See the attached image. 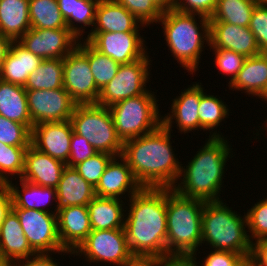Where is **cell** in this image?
Wrapping results in <instances>:
<instances>
[{
  "instance_id": "obj_1",
  "label": "cell",
  "mask_w": 267,
  "mask_h": 266,
  "mask_svg": "<svg viewBox=\"0 0 267 266\" xmlns=\"http://www.w3.org/2000/svg\"><path fill=\"white\" fill-rule=\"evenodd\" d=\"M128 201L124 230L131 253L141 259L167 255V188L142 187Z\"/></svg>"
},
{
  "instance_id": "obj_18",
  "label": "cell",
  "mask_w": 267,
  "mask_h": 266,
  "mask_svg": "<svg viewBox=\"0 0 267 266\" xmlns=\"http://www.w3.org/2000/svg\"><path fill=\"white\" fill-rule=\"evenodd\" d=\"M210 46L232 50L245 58L262 53L249 27L210 22Z\"/></svg>"
},
{
  "instance_id": "obj_56",
  "label": "cell",
  "mask_w": 267,
  "mask_h": 266,
  "mask_svg": "<svg viewBox=\"0 0 267 266\" xmlns=\"http://www.w3.org/2000/svg\"><path fill=\"white\" fill-rule=\"evenodd\" d=\"M259 3H262V4H267V0H258Z\"/></svg>"
},
{
  "instance_id": "obj_22",
  "label": "cell",
  "mask_w": 267,
  "mask_h": 266,
  "mask_svg": "<svg viewBox=\"0 0 267 266\" xmlns=\"http://www.w3.org/2000/svg\"><path fill=\"white\" fill-rule=\"evenodd\" d=\"M140 26L145 28L144 24L116 0H99L94 25L89 33L139 32Z\"/></svg>"
},
{
  "instance_id": "obj_46",
  "label": "cell",
  "mask_w": 267,
  "mask_h": 266,
  "mask_svg": "<svg viewBox=\"0 0 267 266\" xmlns=\"http://www.w3.org/2000/svg\"><path fill=\"white\" fill-rule=\"evenodd\" d=\"M243 256L222 250H210V253L205 256L203 263L197 262L198 266H234ZM200 263V264H199Z\"/></svg>"
},
{
  "instance_id": "obj_16",
  "label": "cell",
  "mask_w": 267,
  "mask_h": 266,
  "mask_svg": "<svg viewBox=\"0 0 267 266\" xmlns=\"http://www.w3.org/2000/svg\"><path fill=\"white\" fill-rule=\"evenodd\" d=\"M72 133L70 120L43 122L31 129V145L66 164L70 155Z\"/></svg>"
},
{
  "instance_id": "obj_27",
  "label": "cell",
  "mask_w": 267,
  "mask_h": 266,
  "mask_svg": "<svg viewBox=\"0 0 267 266\" xmlns=\"http://www.w3.org/2000/svg\"><path fill=\"white\" fill-rule=\"evenodd\" d=\"M58 208L87 206L95 197V188L74 167L65 166L56 187Z\"/></svg>"
},
{
  "instance_id": "obj_57",
  "label": "cell",
  "mask_w": 267,
  "mask_h": 266,
  "mask_svg": "<svg viewBox=\"0 0 267 266\" xmlns=\"http://www.w3.org/2000/svg\"><path fill=\"white\" fill-rule=\"evenodd\" d=\"M265 101H267V100H265ZM267 103V102H266ZM265 126H264V130H267V119H266V121H265V124H264Z\"/></svg>"
},
{
  "instance_id": "obj_48",
  "label": "cell",
  "mask_w": 267,
  "mask_h": 266,
  "mask_svg": "<svg viewBox=\"0 0 267 266\" xmlns=\"http://www.w3.org/2000/svg\"><path fill=\"white\" fill-rule=\"evenodd\" d=\"M250 258L251 266H267V237L253 241Z\"/></svg>"
},
{
  "instance_id": "obj_37",
  "label": "cell",
  "mask_w": 267,
  "mask_h": 266,
  "mask_svg": "<svg viewBox=\"0 0 267 266\" xmlns=\"http://www.w3.org/2000/svg\"><path fill=\"white\" fill-rule=\"evenodd\" d=\"M27 148L8 146L0 142V184H7L13 176L15 179L21 178Z\"/></svg>"
},
{
  "instance_id": "obj_53",
  "label": "cell",
  "mask_w": 267,
  "mask_h": 266,
  "mask_svg": "<svg viewBox=\"0 0 267 266\" xmlns=\"http://www.w3.org/2000/svg\"><path fill=\"white\" fill-rule=\"evenodd\" d=\"M126 266H154V258L153 259L136 258L133 262L127 264Z\"/></svg>"
},
{
  "instance_id": "obj_39",
  "label": "cell",
  "mask_w": 267,
  "mask_h": 266,
  "mask_svg": "<svg viewBox=\"0 0 267 266\" xmlns=\"http://www.w3.org/2000/svg\"><path fill=\"white\" fill-rule=\"evenodd\" d=\"M114 156L105 153L98 152L94 156L87 158L85 161H82L74 166L77 172L90 183L94 188L100 181L102 174Z\"/></svg>"
},
{
  "instance_id": "obj_36",
  "label": "cell",
  "mask_w": 267,
  "mask_h": 266,
  "mask_svg": "<svg viewBox=\"0 0 267 266\" xmlns=\"http://www.w3.org/2000/svg\"><path fill=\"white\" fill-rule=\"evenodd\" d=\"M29 18L31 28H67L57 0H29Z\"/></svg>"
},
{
  "instance_id": "obj_45",
  "label": "cell",
  "mask_w": 267,
  "mask_h": 266,
  "mask_svg": "<svg viewBox=\"0 0 267 266\" xmlns=\"http://www.w3.org/2000/svg\"><path fill=\"white\" fill-rule=\"evenodd\" d=\"M218 0H175V10L182 13L199 14L205 17L213 15Z\"/></svg>"
},
{
  "instance_id": "obj_24",
  "label": "cell",
  "mask_w": 267,
  "mask_h": 266,
  "mask_svg": "<svg viewBox=\"0 0 267 266\" xmlns=\"http://www.w3.org/2000/svg\"><path fill=\"white\" fill-rule=\"evenodd\" d=\"M42 60L19 41H12L2 62L0 80L25 87L29 74L37 69Z\"/></svg>"
},
{
  "instance_id": "obj_41",
  "label": "cell",
  "mask_w": 267,
  "mask_h": 266,
  "mask_svg": "<svg viewBox=\"0 0 267 266\" xmlns=\"http://www.w3.org/2000/svg\"><path fill=\"white\" fill-rule=\"evenodd\" d=\"M247 229L250 241L267 237V197L259 199L249 210H247Z\"/></svg>"
},
{
  "instance_id": "obj_11",
  "label": "cell",
  "mask_w": 267,
  "mask_h": 266,
  "mask_svg": "<svg viewBox=\"0 0 267 266\" xmlns=\"http://www.w3.org/2000/svg\"><path fill=\"white\" fill-rule=\"evenodd\" d=\"M12 210L17 214L24 235L35 253L73 254L61 245L57 213L26 208H12Z\"/></svg>"
},
{
  "instance_id": "obj_47",
  "label": "cell",
  "mask_w": 267,
  "mask_h": 266,
  "mask_svg": "<svg viewBox=\"0 0 267 266\" xmlns=\"http://www.w3.org/2000/svg\"><path fill=\"white\" fill-rule=\"evenodd\" d=\"M195 255L169 254L154 258V266H198Z\"/></svg>"
},
{
  "instance_id": "obj_32",
  "label": "cell",
  "mask_w": 267,
  "mask_h": 266,
  "mask_svg": "<svg viewBox=\"0 0 267 266\" xmlns=\"http://www.w3.org/2000/svg\"><path fill=\"white\" fill-rule=\"evenodd\" d=\"M258 0H218L210 22H225L248 27Z\"/></svg>"
},
{
  "instance_id": "obj_5",
  "label": "cell",
  "mask_w": 267,
  "mask_h": 266,
  "mask_svg": "<svg viewBox=\"0 0 267 266\" xmlns=\"http://www.w3.org/2000/svg\"><path fill=\"white\" fill-rule=\"evenodd\" d=\"M226 205L223 200L205 201L202 211V244L211 246L212 250H222L250 256L252 242L244 216ZM243 217V218H242Z\"/></svg>"
},
{
  "instance_id": "obj_55",
  "label": "cell",
  "mask_w": 267,
  "mask_h": 266,
  "mask_svg": "<svg viewBox=\"0 0 267 266\" xmlns=\"http://www.w3.org/2000/svg\"><path fill=\"white\" fill-rule=\"evenodd\" d=\"M0 266H14V264L9 263V262L0 261Z\"/></svg>"
},
{
  "instance_id": "obj_29",
  "label": "cell",
  "mask_w": 267,
  "mask_h": 266,
  "mask_svg": "<svg viewBox=\"0 0 267 266\" xmlns=\"http://www.w3.org/2000/svg\"><path fill=\"white\" fill-rule=\"evenodd\" d=\"M29 0H0V34L18 41L29 29Z\"/></svg>"
},
{
  "instance_id": "obj_8",
  "label": "cell",
  "mask_w": 267,
  "mask_h": 266,
  "mask_svg": "<svg viewBox=\"0 0 267 266\" xmlns=\"http://www.w3.org/2000/svg\"><path fill=\"white\" fill-rule=\"evenodd\" d=\"M73 131L84 137L97 152L121 156L123 142L117 136L109 108L98 104H77L70 118Z\"/></svg>"
},
{
  "instance_id": "obj_14",
  "label": "cell",
  "mask_w": 267,
  "mask_h": 266,
  "mask_svg": "<svg viewBox=\"0 0 267 266\" xmlns=\"http://www.w3.org/2000/svg\"><path fill=\"white\" fill-rule=\"evenodd\" d=\"M26 96L33 126L70 120L77 105L64 88L26 90Z\"/></svg>"
},
{
  "instance_id": "obj_6",
  "label": "cell",
  "mask_w": 267,
  "mask_h": 266,
  "mask_svg": "<svg viewBox=\"0 0 267 266\" xmlns=\"http://www.w3.org/2000/svg\"><path fill=\"white\" fill-rule=\"evenodd\" d=\"M204 204V200L184 197L167 188V255L197 256Z\"/></svg>"
},
{
  "instance_id": "obj_42",
  "label": "cell",
  "mask_w": 267,
  "mask_h": 266,
  "mask_svg": "<svg viewBox=\"0 0 267 266\" xmlns=\"http://www.w3.org/2000/svg\"><path fill=\"white\" fill-rule=\"evenodd\" d=\"M207 46H209V49H212L213 52H215L214 63L220 71V74L228 75V77H230L229 83H231L241 70L245 57L232 50L212 48L210 45Z\"/></svg>"
},
{
  "instance_id": "obj_30",
  "label": "cell",
  "mask_w": 267,
  "mask_h": 266,
  "mask_svg": "<svg viewBox=\"0 0 267 266\" xmlns=\"http://www.w3.org/2000/svg\"><path fill=\"white\" fill-rule=\"evenodd\" d=\"M0 115L6 119L22 123L30 130L33 128L26 89L23 86L0 80Z\"/></svg>"
},
{
  "instance_id": "obj_15",
  "label": "cell",
  "mask_w": 267,
  "mask_h": 266,
  "mask_svg": "<svg viewBox=\"0 0 267 266\" xmlns=\"http://www.w3.org/2000/svg\"><path fill=\"white\" fill-rule=\"evenodd\" d=\"M79 38L68 28H30L18 41L41 59H64L78 45Z\"/></svg>"
},
{
  "instance_id": "obj_17",
  "label": "cell",
  "mask_w": 267,
  "mask_h": 266,
  "mask_svg": "<svg viewBox=\"0 0 267 266\" xmlns=\"http://www.w3.org/2000/svg\"><path fill=\"white\" fill-rule=\"evenodd\" d=\"M204 91L203 85L199 82H194L187 89H183L179 94L180 96H176L172 100L170 113L162 116V124L171 132H173L174 123L177 124V129L179 128L178 133L183 132L185 134L192 132V130H199V104Z\"/></svg>"
},
{
  "instance_id": "obj_54",
  "label": "cell",
  "mask_w": 267,
  "mask_h": 266,
  "mask_svg": "<svg viewBox=\"0 0 267 266\" xmlns=\"http://www.w3.org/2000/svg\"><path fill=\"white\" fill-rule=\"evenodd\" d=\"M234 266H251L250 256H243Z\"/></svg>"
},
{
  "instance_id": "obj_40",
  "label": "cell",
  "mask_w": 267,
  "mask_h": 266,
  "mask_svg": "<svg viewBox=\"0 0 267 266\" xmlns=\"http://www.w3.org/2000/svg\"><path fill=\"white\" fill-rule=\"evenodd\" d=\"M133 14L141 24L148 27L159 21L163 11L152 0H116Z\"/></svg>"
},
{
  "instance_id": "obj_50",
  "label": "cell",
  "mask_w": 267,
  "mask_h": 266,
  "mask_svg": "<svg viewBox=\"0 0 267 266\" xmlns=\"http://www.w3.org/2000/svg\"><path fill=\"white\" fill-rule=\"evenodd\" d=\"M12 209V197L6 184H0V224Z\"/></svg>"
},
{
  "instance_id": "obj_28",
  "label": "cell",
  "mask_w": 267,
  "mask_h": 266,
  "mask_svg": "<svg viewBox=\"0 0 267 266\" xmlns=\"http://www.w3.org/2000/svg\"><path fill=\"white\" fill-rule=\"evenodd\" d=\"M119 198L95 197L88 205L92 230L124 228L127 206Z\"/></svg>"
},
{
  "instance_id": "obj_4",
  "label": "cell",
  "mask_w": 267,
  "mask_h": 266,
  "mask_svg": "<svg viewBox=\"0 0 267 266\" xmlns=\"http://www.w3.org/2000/svg\"><path fill=\"white\" fill-rule=\"evenodd\" d=\"M197 15L200 21L196 20ZM157 23L163 26L164 40L173 58L193 75L198 70L203 48L210 44L209 18L171 9L164 11Z\"/></svg>"
},
{
  "instance_id": "obj_21",
  "label": "cell",
  "mask_w": 267,
  "mask_h": 266,
  "mask_svg": "<svg viewBox=\"0 0 267 266\" xmlns=\"http://www.w3.org/2000/svg\"><path fill=\"white\" fill-rule=\"evenodd\" d=\"M66 164L32 145L25 152L24 170L20 179L43 187L56 188Z\"/></svg>"
},
{
  "instance_id": "obj_25",
  "label": "cell",
  "mask_w": 267,
  "mask_h": 266,
  "mask_svg": "<svg viewBox=\"0 0 267 266\" xmlns=\"http://www.w3.org/2000/svg\"><path fill=\"white\" fill-rule=\"evenodd\" d=\"M229 90L245 91L248 96L266 100L267 91V53L245 58L242 68L231 83Z\"/></svg>"
},
{
  "instance_id": "obj_33",
  "label": "cell",
  "mask_w": 267,
  "mask_h": 266,
  "mask_svg": "<svg viewBox=\"0 0 267 266\" xmlns=\"http://www.w3.org/2000/svg\"><path fill=\"white\" fill-rule=\"evenodd\" d=\"M26 90L63 88V59H45L29 74Z\"/></svg>"
},
{
  "instance_id": "obj_51",
  "label": "cell",
  "mask_w": 267,
  "mask_h": 266,
  "mask_svg": "<svg viewBox=\"0 0 267 266\" xmlns=\"http://www.w3.org/2000/svg\"><path fill=\"white\" fill-rule=\"evenodd\" d=\"M12 41L0 34V69Z\"/></svg>"
},
{
  "instance_id": "obj_19",
  "label": "cell",
  "mask_w": 267,
  "mask_h": 266,
  "mask_svg": "<svg viewBox=\"0 0 267 266\" xmlns=\"http://www.w3.org/2000/svg\"><path fill=\"white\" fill-rule=\"evenodd\" d=\"M141 188V185L135 180L127 161L122 156H116L107 164L99 183L95 187V195L97 197L121 199V196L127 192L130 198Z\"/></svg>"
},
{
  "instance_id": "obj_52",
  "label": "cell",
  "mask_w": 267,
  "mask_h": 266,
  "mask_svg": "<svg viewBox=\"0 0 267 266\" xmlns=\"http://www.w3.org/2000/svg\"><path fill=\"white\" fill-rule=\"evenodd\" d=\"M163 12L174 8L175 0H152Z\"/></svg>"
},
{
  "instance_id": "obj_2",
  "label": "cell",
  "mask_w": 267,
  "mask_h": 266,
  "mask_svg": "<svg viewBox=\"0 0 267 266\" xmlns=\"http://www.w3.org/2000/svg\"><path fill=\"white\" fill-rule=\"evenodd\" d=\"M171 131L163 124L156 130L123 142L122 157L141 187L172 188L177 183L181 162L174 154Z\"/></svg>"
},
{
  "instance_id": "obj_35",
  "label": "cell",
  "mask_w": 267,
  "mask_h": 266,
  "mask_svg": "<svg viewBox=\"0 0 267 266\" xmlns=\"http://www.w3.org/2000/svg\"><path fill=\"white\" fill-rule=\"evenodd\" d=\"M228 105L217 96L209 95L204 92L200 98L199 104V121H200V130L203 132L209 130V138L211 137H224L220 135L217 130L220 123L224 121L229 116ZM214 132H212V131ZM212 133V134H211Z\"/></svg>"
},
{
  "instance_id": "obj_31",
  "label": "cell",
  "mask_w": 267,
  "mask_h": 266,
  "mask_svg": "<svg viewBox=\"0 0 267 266\" xmlns=\"http://www.w3.org/2000/svg\"><path fill=\"white\" fill-rule=\"evenodd\" d=\"M98 2L99 0H57L67 28L80 40L83 39L81 35L85 33V27L93 28Z\"/></svg>"
},
{
  "instance_id": "obj_12",
  "label": "cell",
  "mask_w": 267,
  "mask_h": 266,
  "mask_svg": "<svg viewBox=\"0 0 267 266\" xmlns=\"http://www.w3.org/2000/svg\"><path fill=\"white\" fill-rule=\"evenodd\" d=\"M63 88L77 104H96L100 95L88 58L76 47L63 59Z\"/></svg>"
},
{
  "instance_id": "obj_9",
  "label": "cell",
  "mask_w": 267,
  "mask_h": 266,
  "mask_svg": "<svg viewBox=\"0 0 267 266\" xmlns=\"http://www.w3.org/2000/svg\"><path fill=\"white\" fill-rule=\"evenodd\" d=\"M73 254L80 258L84 255L89 263L109 262L117 266H126L136 259L129 249L124 228L92 230Z\"/></svg>"
},
{
  "instance_id": "obj_43",
  "label": "cell",
  "mask_w": 267,
  "mask_h": 266,
  "mask_svg": "<svg viewBox=\"0 0 267 266\" xmlns=\"http://www.w3.org/2000/svg\"><path fill=\"white\" fill-rule=\"evenodd\" d=\"M248 27L254 34L260 51L267 53V4L258 2L255 5Z\"/></svg>"
},
{
  "instance_id": "obj_20",
  "label": "cell",
  "mask_w": 267,
  "mask_h": 266,
  "mask_svg": "<svg viewBox=\"0 0 267 266\" xmlns=\"http://www.w3.org/2000/svg\"><path fill=\"white\" fill-rule=\"evenodd\" d=\"M57 224L61 245L71 252H74L92 231L87 206L58 208Z\"/></svg>"
},
{
  "instance_id": "obj_44",
  "label": "cell",
  "mask_w": 267,
  "mask_h": 266,
  "mask_svg": "<svg viewBox=\"0 0 267 266\" xmlns=\"http://www.w3.org/2000/svg\"><path fill=\"white\" fill-rule=\"evenodd\" d=\"M98 153L93 146L82 136L74 131L71 136L70 155L67 166L74 167L78 163Z\"/></svg>"
},
{
  "instance_id": "obj_26",
  "label": "cell",
  "mask_w": 267,
  "mask_h": 266,
  "mask_svg": "<svg viewBox=\"0 0 267 266\" xmlns=\"http://www.w3.org/2000/svg\"><path fill=\"white\" fill-rule=\"evenodd\" d=\"M19 182L21 184L20 188L14 185L12 180L6 184L12 197V208H26L47 213L58 212L56 188L35 185L22 179H19ZM52 200L56 203V206H53L55 208L53 211L46 208L51 206Z\"/></svg>"
},
{
  "instance_id": "obj_49",
  "label": "cell",
  "mask_w": 267,
  "mask_h": 266,
  "mask_svg": "<svg viewBox=\"0 0 267 266\" xmlns=\"http://www.w3.org/2000/svg\"><path fill=\"white\" fill-rule=\"evenodd\" d=\"M51 255L52 253H36L17 261L14 266H59V262H55Z\"/></svg>"
},
{
  "instance_id": "obj_38",
  "label": "cell",
  "mask_w": 267,
  "mask_h": 266,
  "mask_svg": "<svg viewBox=\"0 0 267 266\" xmlns=\"http://www.w3.org/2000/svg\"><path fill=\"white\" fill-rule=\"evenodd\" d=\"M0 142L8 146L29 147L31 130L24 124L0 115Z\"/></svg>"
},
{
  "instance_id": "obj_34",
  "label": "cell",
  "mask_w": 267,
  "mask_h": 266,
  "mask_svg": "<svg viewBox=\"0 0 267 266\" xmlns=\"http://www.w3.org/2000/svg\"><path fill=\"white\" fill-rule=\"evenodd\" d=\"M77 48L88 58L95 84L102 90L116 76L120 64L98 52L84 39L79 40Z\"/></svg>"
},
{
  "instance_id": "obj_23",
  "label": "cell",
  "mask_w": 267,
  "mask_h": 266,
  "mask_svg": "<svg viewBox=\"0 0 267 266\" xmlns=\"http://www.w3.org/2000/svg\"><path fill=\"white\" fill-rule=\"evenodd\" d=\"M35 254L24 235L17 214L11 209L0 224V261L15 264Z\"/></svg>"
},
{
  "instance_id": "obj_7",
  "label": "cell",
  "mask_w": 267,
  "mask_h": 266,
  "mask_svg": "<svg viewBox=\"0 0 267 266\" xmlns=\"http://www.w3.org/2000/svg\"><path fill=\"white\" fill-rule=\"evenodd\" d=\"M154 93L149 90L109 107L117 136L122 142L148 134L162 124L157 103L160 100Z\"/></svg>"
},
{
  "instance_id": "obj_13",
  "label": "cell",
  "mask_w": 267,
  "mask_h": 266,
  "mask_svg": "<svg viewBox=\"0 0 267 266\" xmlns=\"http://www.w3.org/2000/svg\"><path fill=\"white\" fill-rule=\"evenodd\" d=\"M84 40L98 52L119 64H128L149 54L146 41L140 32L88 33Z\"/></svg>"
},
{
  "instance_id": "obj_3",
  "label": "cell",
  "mask_w": 267,
  "mask_h": 266,
  "mask_svg": "<svg viewBox=\"0 0 267 266\" xmlns=\"http://www.w3.org/2000/svg\"><path fill=\"white\" fill-rule=\"evenodd\" d=\"M226 139L225 137L207 138L193 159H190L187 165L185 164L186 168L181 166L179 181L172 189L184 197L220 201L226 162L233 157L232 146Z\"/></svg>"
},
{
  "instance_id": "obj_10",
  "label": "cell",
  "mask_w": 267,
  "mask_h": 266,
  "mask_svg": "<svg viewBox=\"0 0 267 266\" xmlns=\"http://www.w3.org/2000/svg\"><path fill=\"white\" fill-rule=\"evenodd\" d=\"M149 58L147 54L134 62L120 64L116 76L100 90L96 104L109 108L117 102L148 92L146 85L151 78L152 65Z\"/></svg>"
}]
</instances>
